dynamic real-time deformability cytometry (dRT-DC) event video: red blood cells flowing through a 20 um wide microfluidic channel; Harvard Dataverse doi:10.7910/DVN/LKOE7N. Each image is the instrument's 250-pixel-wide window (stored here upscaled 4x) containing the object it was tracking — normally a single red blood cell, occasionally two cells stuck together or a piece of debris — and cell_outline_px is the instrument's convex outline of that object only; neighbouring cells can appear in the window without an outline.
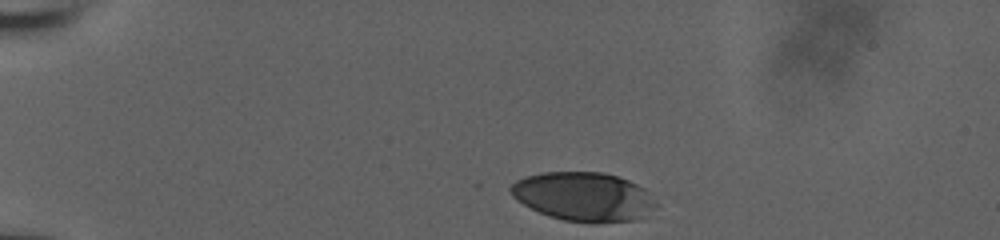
{"species": "human", "species_latin": "Homo sapiens", "temperature_condition": "room temperature", "stored_images_in_passage": 36, "camera_frame_rate_fps": 3000, "um_per_image_px": 0.085, "donor": {"sex": "male"}, "frame": {"image": 1, "passage_image": 1, "time_ms": 0.0, "image_size_px": [1000, 240], "cell_outline_px": [[656, 204], [644, 216], [636, 220], [592, 224], [564, 220], [548, 216], [516, 200], [512, 196], [508, 188], [516, 180], [524, 176], [540, 172], [604, 172], [620, 176], [644, 188], [648, 192]], "centroid_in_image_um": [49.57, 16.71], "position_along_channel_um": 35.4, "area_um2": 41.67}}
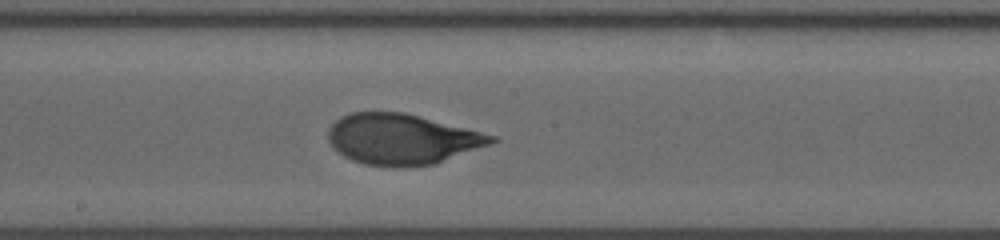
{"frame": {"image": 2, "passage_image": 21, "time_ms": 6.667, "image_size_px": [1000, 240], "cell_outline_px": [[500, 140], [436, 164], [404, 168], [392, 168], [364, 164], [352, 160], [336, 152], [328, 140], [328, 128], [340, 116], [352, 112], [404, 112], [496, 136]], "centroid_in_image_um": [34.13, 11.85], "position_along_channel_um": 214.1, "area_um2": 48.38}}
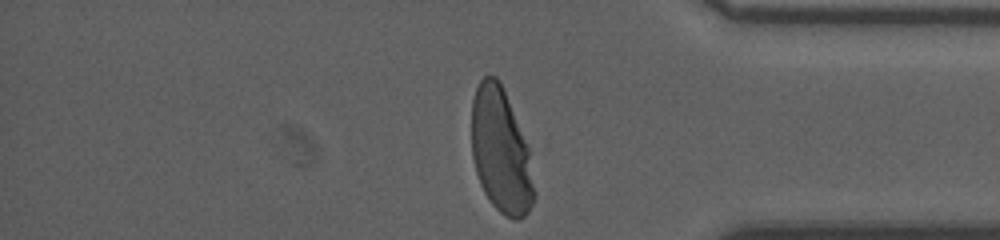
{"frame": {"image": 3, "passage_image": 36, "time_ms": 11.667, "image_size_px": [1000, 240], "cell_outline_px": [[536, 196], [528, 212], [520, 220], [516, 220], [504, 216], [492, 204], [484, 192], [480, 184], [476, 172], [472, 156], [472, 100], [476, 88], [480, 80], [484, 76], [496, 76], [500, 80], [504, 88], [528, 148], [536, 192]], "centroid_in_image_um": [42.57, 12.85], "position_along_channel_um": 392.6, "area_um2": 45.55}, "authors_computed_cell_mechanics": {"area_um2": 47.8006, "velocity_mm_per_s": 3.8229, "shape_relaxation_time_tau1_ms": 3.2139, "shape_relaxation_time_tau2_ms": null, "deformation_change_tau1": 0.1902, "deformation_change_tau2": null}}